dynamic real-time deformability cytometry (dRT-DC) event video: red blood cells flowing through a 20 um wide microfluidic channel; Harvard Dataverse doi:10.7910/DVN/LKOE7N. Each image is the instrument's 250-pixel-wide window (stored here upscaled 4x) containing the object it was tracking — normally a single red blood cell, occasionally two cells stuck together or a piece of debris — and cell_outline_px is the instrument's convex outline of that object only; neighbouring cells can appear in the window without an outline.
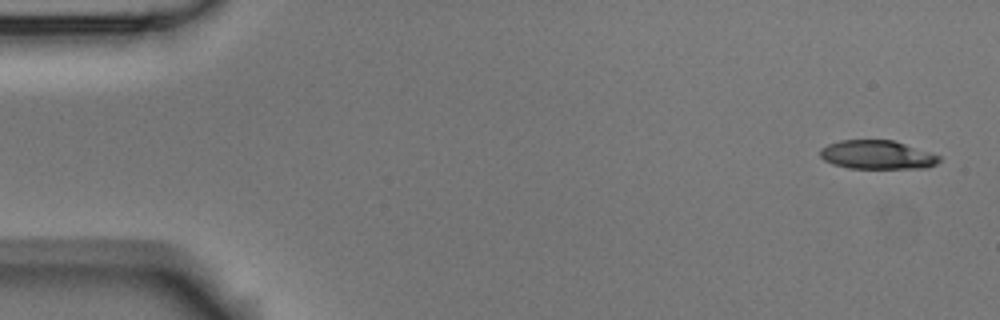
{"species": "Egyptian fruit bat (a non-hibernating species)", "species_latin": "Rousettus aegyptiacus", "temperature_condition": "room temperature", "stored_images_in_passage": 5, "camera_frame_rate_fps": 3000, "um_per_image_px": 0.085, "animal": {"sex": "male"}, "frame": {"image": 1, "passage_image": 1, "time_ms": 0.0, "image_size_px": [1000, 320], "cell_outline_px": [[940, 160], [936, 164], [928, 168], [848, 168], [832, 164], [824, 160], [820, 156], [820, 148], [828, 144], [840, 140], [892, 140], [940, 156]], "centroid_in_image_um": [74.52, 13.16], "position_along_channel_um": 10.5, "area_um2": 19.83}}
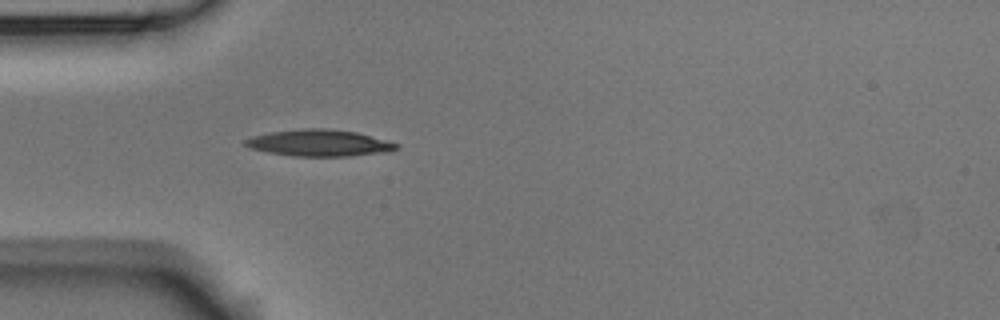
{"frame": {"image": 2, "passage_image": 5, "time_ms": 4.667, "image_size_px": [1000, 320], "cell_outline_px": [[400, 148], [392, 152], [352, 156], [292, 156], [268, 152], [248, 148], [244, 144], [244, 140], [252, 136], [268, 132], [304, 128], [328, 128], [356, 132], [388, 140], [400, 144]], "centroid_in_image_um": [27.19, 12.15], "position_along_channel_um": 57.8, "area_um2": 23.87}}